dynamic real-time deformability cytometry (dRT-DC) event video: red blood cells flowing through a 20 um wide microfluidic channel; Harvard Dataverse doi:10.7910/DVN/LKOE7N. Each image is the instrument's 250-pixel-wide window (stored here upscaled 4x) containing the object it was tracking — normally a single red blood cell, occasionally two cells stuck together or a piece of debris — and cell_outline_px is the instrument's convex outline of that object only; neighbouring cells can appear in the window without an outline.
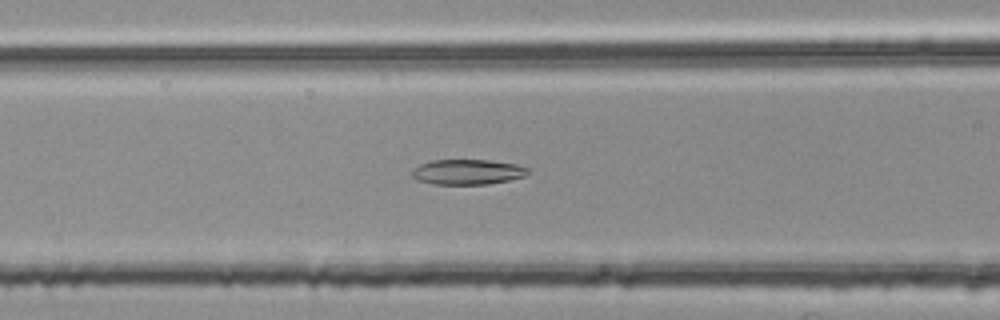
{"species": "common noctule bat (a hibernating species)", "species_latin": "Nyctalus noctula", "temperature_condition": "room temperature", "stored_images_in_passage": 51, "camera_frame_rate_fps": 3000, "um_per_image_px": 0.085, "animal": {"sex": "female", "body_mass_g": 25.1}, "frame": {"image": 1, "passage_image": 22, "time_ms": 7.0, "image_size_px": [1000, 320], "cell_outline_px": [[528, 172], [524, 176], [508, 180], [488, 184], [432, 184], [416, 180], [412, 176], [412, 168], [420, 164], [432, 160], [488, 160], [516, 164], [528, 168]], "centroid_in_image_um": [39.69, 14.61], "position_along_channel_um": 126.9, "area_um2": 16.99}}
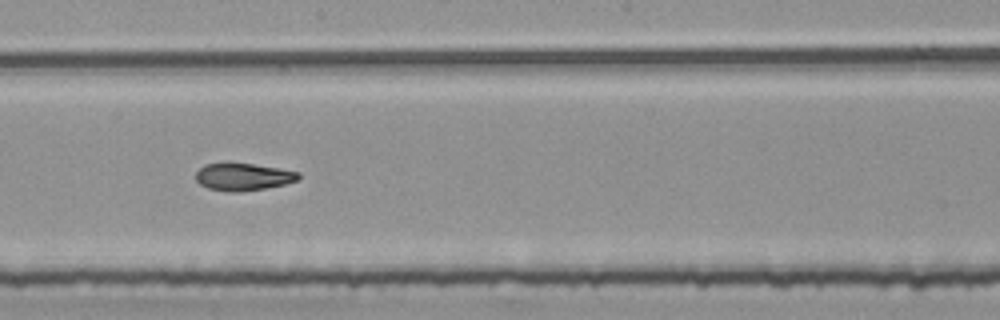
{"frame": {"image": 2, "passage_image": 30, "time_ms": 9.667, "image_size_px": [1000, 320], "cell_outline_px": [[300, 180], [284, 184], [264, 188], [240, 192], [232, 192], [208, 188], [200, 184], [196, 180], [196, 172], [204, 164], [252, 164], [280, 168], [300, 172]], "centroid_in_image_um": [20.7, 15.04], "position_along_channel_um": 227.5, "area_um2": 16.18}}
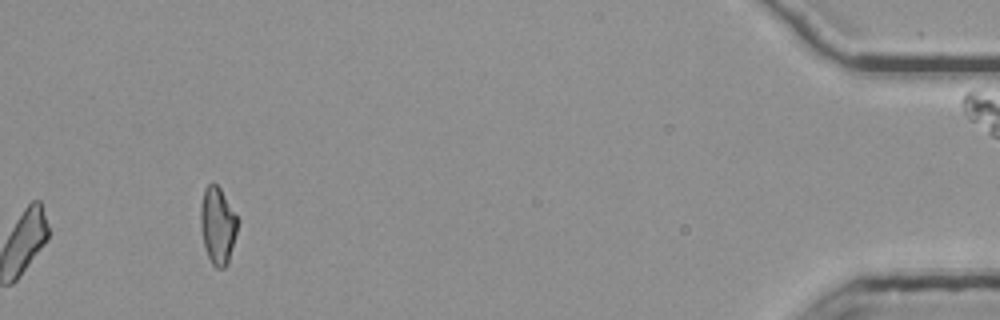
{"frame": {"image": 3, "passage_image": 51, "time_ms": 16.667, "image_size_px": [1000, 320], "cell_outline_px": [[240, 220], [228, 264], [224, 268], [216, 268], [212, 264], [208, 256], [204, 244], [200, 228], [200, 204], [204, 188], [208, 184], [216, 184], [220, 188]], "centroid_in_image_um": [18.51, 19.16], "position_along_channel_um": 416.7, "area_um2": 16.88}, "authors_computed_cell_mechanics": {"area_um2": 17.1666, "velocity_mm_per_s": 3.7739, "shape_relaxation_time_tau1_ms": null, "shape_relaxation_time_tau2_ms": 3.6262, "deformation_change_tau1": null, "deformation_change_tau2": 0.0914}}